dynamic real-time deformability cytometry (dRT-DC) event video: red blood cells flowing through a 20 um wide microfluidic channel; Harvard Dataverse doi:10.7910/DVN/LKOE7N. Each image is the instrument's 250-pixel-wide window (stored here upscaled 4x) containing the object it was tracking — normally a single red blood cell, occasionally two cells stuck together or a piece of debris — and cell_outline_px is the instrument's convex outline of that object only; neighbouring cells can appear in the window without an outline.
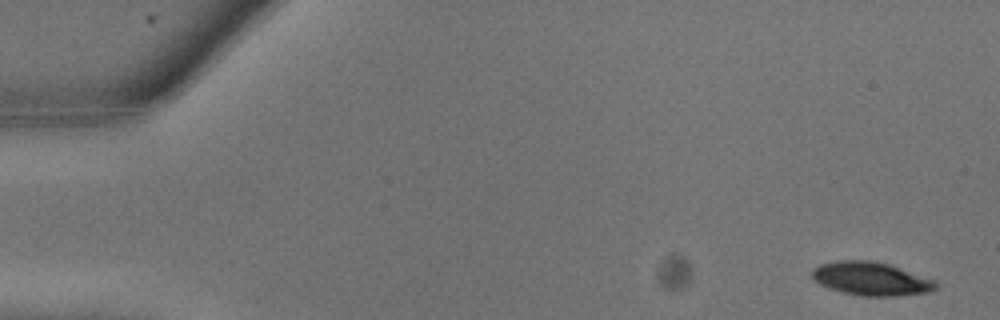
{"species": "common noctule bat (a hibernating species)", "species_latin": "Nyctalus noctula", "temperature_condition": "warm", "stored_images_in_passage": 9, "camera_frame_rate_fps": 3000, "um_per_image_px": 0.085, "animal": {"sex": "male", "body_mass_g": 13.3}, "frame": {"image": 1, "passage_image": 1, "time_ms": 0.0, "image_size_px": [1000, 320], "cell_outline_px": [[940, 284], [936, 288], [928, 292], [896, 296], [860, 296], [828, 288], [812, 280], [812, 268], [820, 264], [836, 260], [872, 260], [888, 264], [936, 280]], "centroid_in_image_um": [74.03, 23.69], "position_along_channel_um": 11.0, "area_um2": 24.28}}